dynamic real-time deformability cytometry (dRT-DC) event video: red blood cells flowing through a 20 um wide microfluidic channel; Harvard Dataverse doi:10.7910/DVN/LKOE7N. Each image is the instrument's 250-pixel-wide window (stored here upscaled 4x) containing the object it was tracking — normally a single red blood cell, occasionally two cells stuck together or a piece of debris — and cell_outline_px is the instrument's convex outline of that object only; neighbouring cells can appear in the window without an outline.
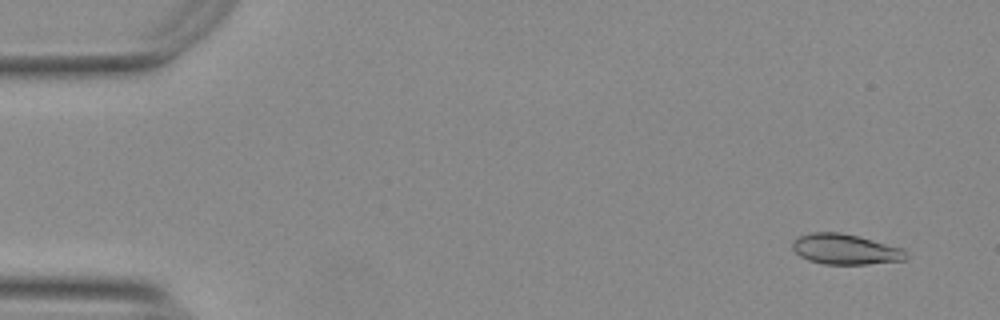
{"species": "Egyptian fruit bat (a non-hibernating species)", "species_latin": "Rousettus aegyptiacus", "temperature_condition": "warm", "stored_images_in_passage": 55, "camera_frame_rate_fps": 3000, "um_per_image_px": 0.085, "animal": {"sex": "female"}, "frame": {"image": 1, "passage_image": 4, "time_ms": 1.0, "image_size_px": [1000, 320], "cell_outline_px": [[908, 256], [904, 260], [868, 264], [824, 264], [808, 260], [800, 256], [792, 248], [792, 244], [800, 236], [812, 232], [840, 232], [904, 248]], "centroid_in_image_um": [71.87, 21.19], "position_along_channel_um": 13.1, "area_um2": 19.94}}
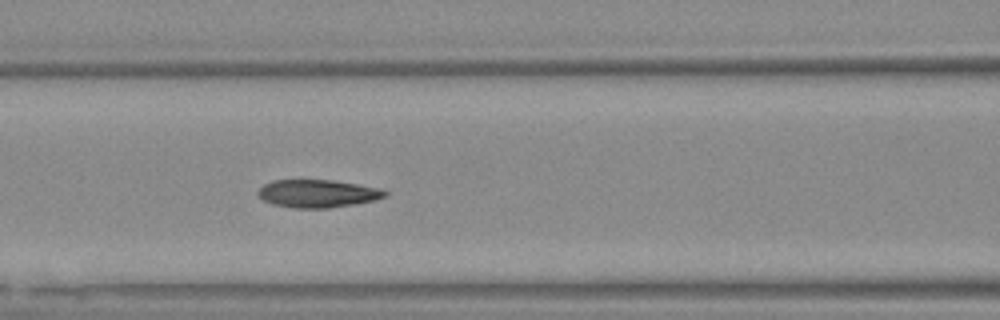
{"frame": {"image": 2, "passage_image": 24, "time_ms": 7.667, "image_size_px": [1000, 320], "cell_outline_px": [[388, 192], [384, 196], [376, 200], [328, 208], [292, 208], [272, 204], [264, 200], [256, 192], [264, 184], [272, 180], [332, 180], [356, 184], [376, 188]], "centroid_in_image_um": [26.94, 16.45], "position_along_channel_um": 139.7, "area_um2": 20.35}}
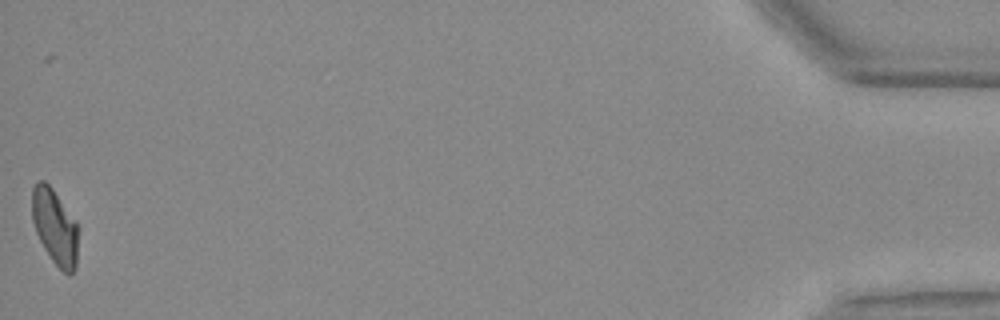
{"frame": {"image": 3, "passage_image": 55, "time_ms": 18.0, "image_size_px": [1000, 320], "cell_outline_px": [[80, 228], [76, 268], [68, 276], [52, 260], [44, 248], [36, 232], [32, 220], [32, 188], [36, 180], [44, 180], [52, 188], [76, 220]], "centroid_in_image_um": [4.7, 19.27], "position_along_channel_um": 430.5, "area_um2": 20.75}, "authors_computed_cell_mechanics": {"area_um2": 20.519, "velocity_mm_per_s": 3.7725, "shape_relaxation_time_tau1_ms": null, "shape_relaxation_time_tau2_ms": 2.3317, "deformation_change_tau1": null, "deformation_change_tau2": 0.0849}}